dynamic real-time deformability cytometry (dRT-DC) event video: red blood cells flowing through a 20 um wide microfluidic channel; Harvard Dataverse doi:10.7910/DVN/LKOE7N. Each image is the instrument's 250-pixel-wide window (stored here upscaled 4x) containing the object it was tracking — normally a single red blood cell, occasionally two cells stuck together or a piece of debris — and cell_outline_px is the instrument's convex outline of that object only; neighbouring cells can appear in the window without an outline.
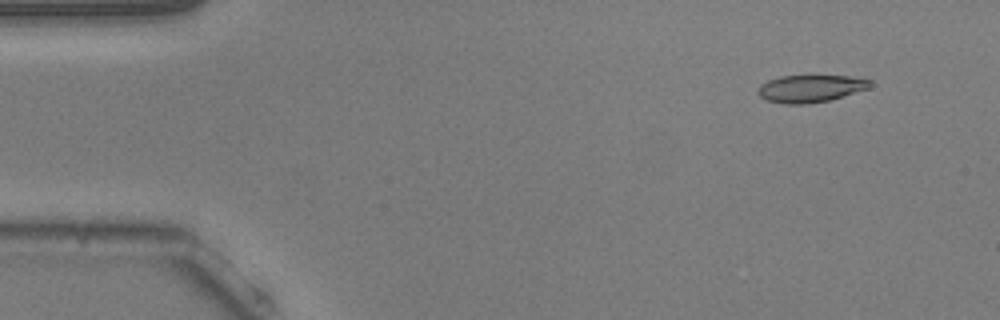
{"species": "common noctule bat (a hibernating species)", "species_latin": "Nyctalus noctula", "temperature_condition": "warm", "stored_images_in_passage": 52, "camera_frame_rate_fps": 3000, "um_per_image_px": 0.085, "animal": {"sex": "male", "body_mass_g": 20.5, "forearm_length_mm": 52.5}, "frame": {"image": 1, "passage_image": 4, "time_ms": 1.0, "image_size_px": [1000, 320], "cell_outline_px": [[872, 84], [868, 88], [828, 100], [808, 104], [784, 104], [768, 100], [760, 96], [756, 92], [760, 84], [768, 80], [780, 76], [808, 72], [848, 76], [872, 80]], "centroid_in_image_um": [68.86, 7.46], "position_along_channel_um": 16.1, "area_um2": 18.67}}
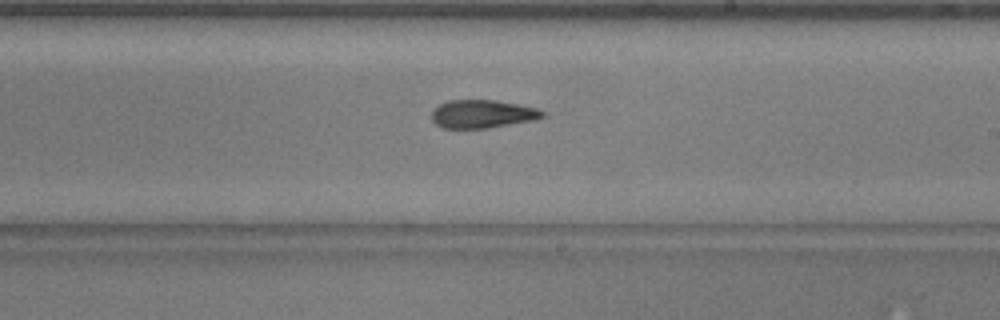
{"frame": {"image": 2, "passage_image": 30, "time_ms": 9.667, "image_size_px": [1000, 320], "cell_outline_px": [[544, 116], [536, 120], [488, 128], [444, 128], [436, 124], [432, 120], [432, 112], [440, 104], [448, 100], [496, 100], [520, 104], [540, 108], [544, 112]], "centroid_in_image_um": [41.06, 9.68], "position_along_channel_um": 247.9, "area_um2": 18.32}}
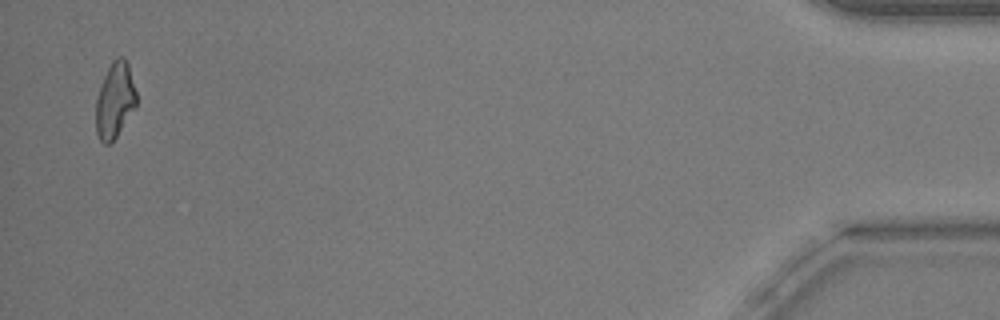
{"frame": {"image": 3, "passage_image": 51, "time_ms": 16.667, "image_size_px": [1000, 320], "cell_outline_px": [[136, 104], [116, 136], [108, 144], [104, 144], [100, 140], [96, 132], [96, 100], [104, 76], [112, 60], [116, 56], [124, 56], [128, 64], [136, 92]], "centroid_in_image_um": [9.75, 8.49], "position_along_channel_um": 425.4, "area_um2": 17.46}}